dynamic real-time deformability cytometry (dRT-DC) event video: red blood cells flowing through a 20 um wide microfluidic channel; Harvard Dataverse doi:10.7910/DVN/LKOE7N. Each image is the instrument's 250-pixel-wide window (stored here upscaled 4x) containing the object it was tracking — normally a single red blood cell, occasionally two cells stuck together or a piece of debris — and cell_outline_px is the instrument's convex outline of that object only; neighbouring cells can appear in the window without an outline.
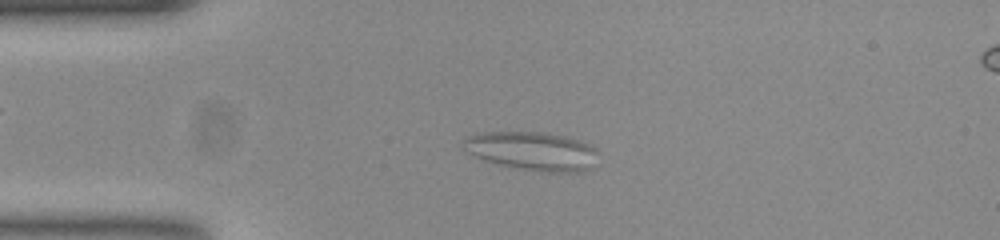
{"species": "common noctule bat (a hibernating species)", "species_latin": "Nyctalus noctula", "temperature_condition": "room temperature", "stored_images_in_passage": 56, "segment_of_instrument_passage": [1, 2], "camera_frame_rate_fps": 3000, "um_per_image_px": 0.085, "animal": {"sex": "female", "body_mass_g": 23.0, "forearm_length_mm": 53.4}, "frame": {"image": 1, "passage_image": 12, "time_ms": 3.667, "image_size_px": [1000, 240], "cell_outline_px": [[596, 152], [588, 168], [576, 172], [548, 172], [524, 168], [504, 164], [488, 160], [476, 156], [468, 152], [460, 144], [468, 136], [476, 132], [544, 132], [568, 136], [580, 140], [596, 148]], "centroid_in_image_um": [45.21, 12.79], "position_along_channel_um": 39.8, "area_um2": 29.59}}
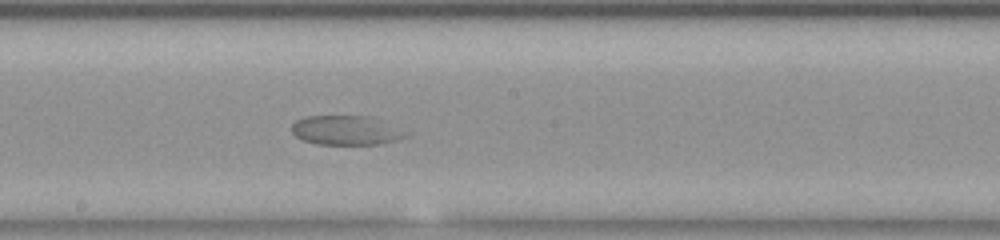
{"frame": {"image": 2, "passage_image": 29, "time_ms": 9.333, "image_size_px": [1000, 240], "cell_outline_px": [[400, 136], [392, 140], [376, 144], [320, 144], [304, 140], [296, 136], [292, 132], [292, 124], [296, 120], [304, 116], [372, 116]], "centroid_in_image_um": [29.11, 11.06], "position_along_channel_um": 219.1, "area_um2": 18.09}}
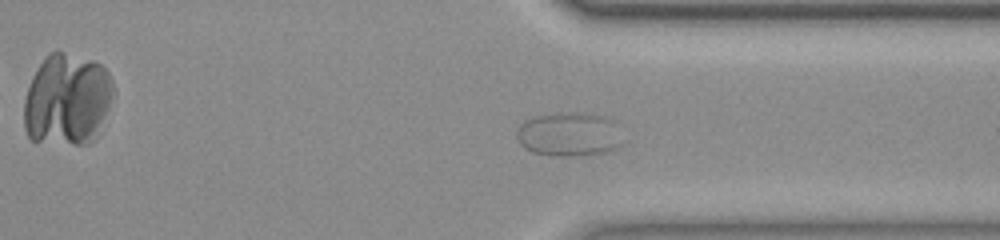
{"frame": {"image": 3, "passage_image": 41, "time_ms": 13.333, "image_size_px": [1000, 240], "cell_outline_px": [[612, 148], [604, 152], [568, 156], [556, 156], [532, 152], [524, 148], [520, 144], [516, 136], [516, 128], [524, 120], [532, 116], [556, 112], [580, 112], [604, 116], [612, 120]], "centroid_in_image_um": [48.1, 11.38], "position_along_channel_um": 363.3, "area_um2": 26.13}}